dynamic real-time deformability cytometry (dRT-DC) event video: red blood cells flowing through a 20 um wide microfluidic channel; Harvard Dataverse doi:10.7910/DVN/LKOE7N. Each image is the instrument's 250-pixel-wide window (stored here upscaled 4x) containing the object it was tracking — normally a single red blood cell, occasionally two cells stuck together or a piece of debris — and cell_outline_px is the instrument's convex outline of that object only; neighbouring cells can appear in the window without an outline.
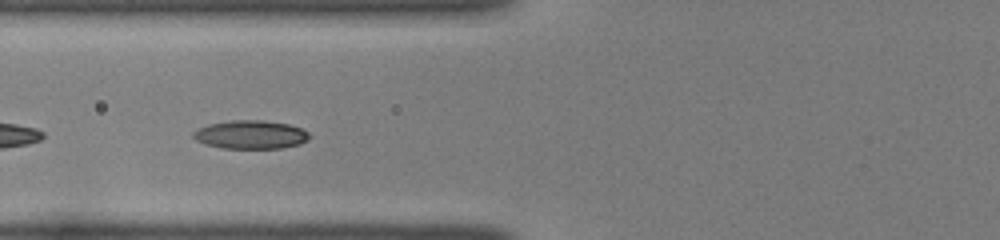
{"species": "common noctule bat (a hibernating species)", "species_latin": "Nyctalus noctula", "temperature_condition": "room temperature", "stored_images_in_passage": 35, "camera_frame_rate_fps": 3000, "um_per_image_px": 0.085, "animal": {"sex": "female", "body_mass_g": 22.0, "forearm_length_mm": 56.7}, "frame": {"image": 1, "passage_image": 7, "time_ms": 2.0, "image_size_px": [1000, 240], "cell_outline_px": [[312, 136], [308, 140], [300, 144], [280, 148], [224, 148], [204, 144], [196, 140], [192, 136], [192, 132], [208, 124], [232, 120], [264, 120], [288, 124], [300, 128], [308, 132]], "centroid_in_image_um": [21.32, 11.44], "position_along_channel_um": 104.5, "area_um2": 19.31}}
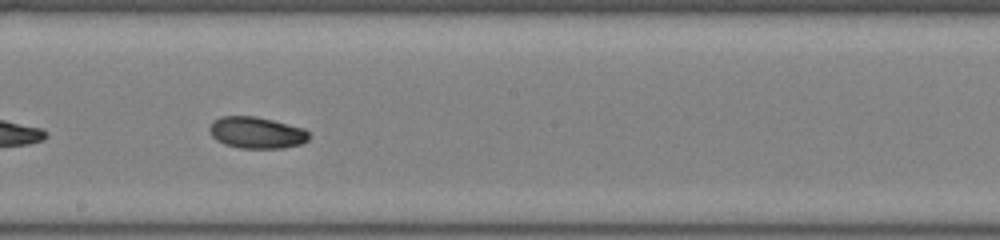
{"frame": {"image": 2, "passage_image": 16, "time_ms": 5.0, "image_size_px": [1000, 240], "cell_outline_px": [[308, 140], [300, 144], [284, 148], [240, 148], [224, 144], [216, 140], [212, 136], [208, 128], [212, 120], [220, 116], [256, 116], [304, 128], [308, 132]], "centroid_in_image_um": [21.77, 11.27], "position_along_channel_um": 226.4, "area_um2": 18.38}}
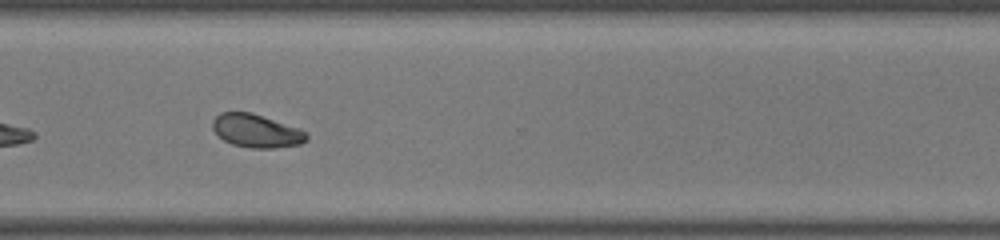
{"frame": {"image": 3, "passage_image": 25, "time_ms": 8.0, "image_size_px": [1000, 240], "cell_outline_px": [[308, 140], [300, 144], [272, 148], [252, 148], [232, 144], [224, 140], [212, 128], [212, 120], [220, 112], [252, 112], [300, 128], [308, 136]], "centroid_in_image_um": [21.79, 11.11], "position_along_channel_um": 348.8, "area_um2": 18.21}, "authors_computed_cell_mechanics": {"area_um2": 18.3804, "velocity_mm_per_s": 4.068, "shape_relaxation_time_tau1_ms": 4.7186, "shape_relaxation_time_tau2_ms": 5.1567, "deformation_change_tau1": 0.1341, "deformation_change_tau2": 0.0579}}